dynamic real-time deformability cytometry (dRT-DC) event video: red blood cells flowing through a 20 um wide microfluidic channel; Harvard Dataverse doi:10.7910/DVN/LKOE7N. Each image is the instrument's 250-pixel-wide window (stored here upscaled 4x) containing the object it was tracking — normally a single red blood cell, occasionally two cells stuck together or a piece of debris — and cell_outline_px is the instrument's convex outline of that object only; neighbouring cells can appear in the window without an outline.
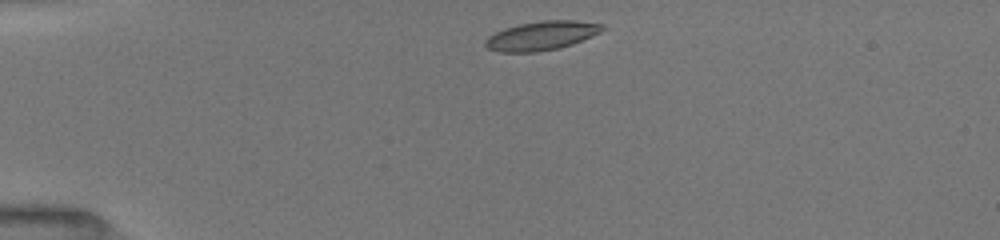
{"species": "common noctule bat (a hibernating species)", "species_latin": "Nyctalus noctula", "temperature_condition": "room temperature", "stored_images_in_passage": 6, "camera_frame_rate_fps": 3000, "um_per_image_px": 0.085, "animal": {"sex": "female", "body_mass_g": 19.5, "forearm_length_mm": 54.1}, "frame": {"image": 1, "passage_image": 1, "time_ms": 0.0, "image_size_px": [1000, 240], "cell_outline_px": [[608, 28], [592, 36], [572, 44], [560, 48], [536, 52], [500, 52], [488, 48], [484, 44], [484, 40], [488, 36], [504, 28], [520, 24], [544, 20], [576, 20], [604, 24]], "centroid_in_image_um": [46.06, 3.03], "position_along_channel_um": 38.9, "area_um2": 19.88}}
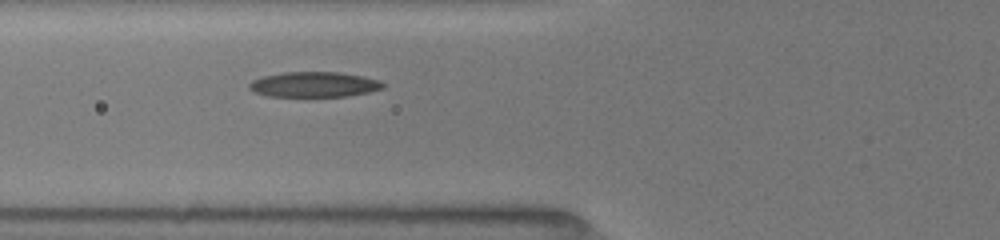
{"frame": {"image": 2, "passage_image": 6, "time_ms": 2.667, "image_size_px": [1000, 240], "cell_outline_px": [[384, 88], [368, 92], [348, 96], [268, 96], [256, 92], [248, 88], [248, 84], [252, 80], [260, 76], [284, 72], [336, 72], [360, 76], [380, 80], [384, 84]], "centroid_in_image_um": [26.66, 7.17], "position_along_channel_um": 99.1, "area_um2": 19.59}}